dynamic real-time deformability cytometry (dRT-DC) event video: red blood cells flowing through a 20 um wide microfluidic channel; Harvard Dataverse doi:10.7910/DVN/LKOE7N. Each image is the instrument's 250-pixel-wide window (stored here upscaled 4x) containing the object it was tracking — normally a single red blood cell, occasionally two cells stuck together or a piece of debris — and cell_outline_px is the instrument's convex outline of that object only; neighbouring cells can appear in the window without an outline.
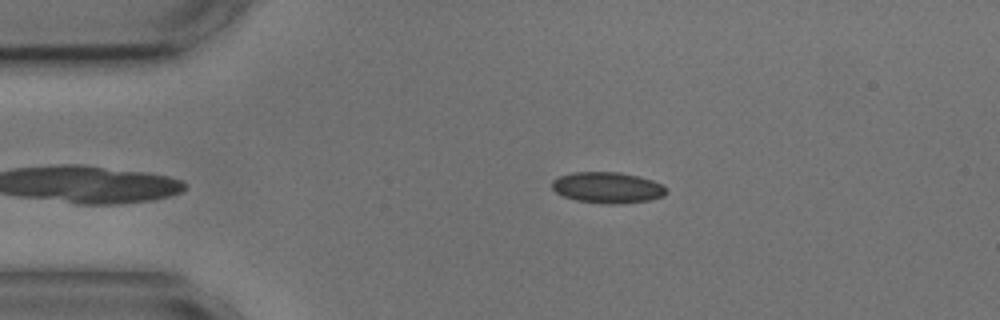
{"species": "common noctule bat (a hibernating species)", "species_latin": "Nyctalus noctula", "temperature_condition": "cold", "stored_images_in_passage": 38, "camera_frame_rate_fps": 3000, "um_per_image_px": 0.085, "animal": {"sex": "male", "body_mass_g": 17.9, "forearm_length_mm": 54.2}, "frame": {"image": 1, "passage_image": 3, "time_ms": 0.667, "image_size_px": [1000, 320], "cell_outline_px": [[668, 192], [664, 196], [648, 200], [620, 204], [608, 204], [576, 200], [564, 196], [556, 192], [552, 188], [552, 180], [560, 176], [572, 172], [620, 172], [652, 180], [668, 188]], "centroid_in_image_um": [51.65, 15.94], "position_along_channel_um": 33.4, "area_um2": 20.63}}
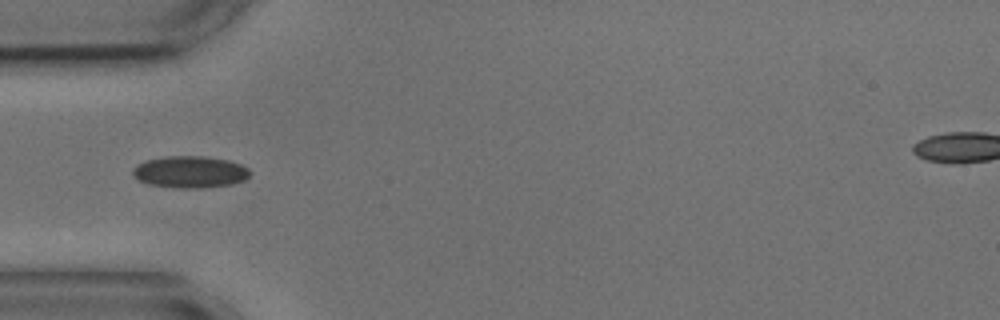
{"frame": {"image": 2, "passage_image": 9, "time_ms": 2.667, "image_size_px": [1000, 320], "cell_outline_px": [[252, 172], [244, 180], [232, 184], [204, 188], [176, 188], [148, 184], [140, 180], [132, 172], [132, 168], [148, 160], [168, 156], [200, 156], [228, 160], [240, 164], [248, 168]], "centroid_in_image_um": [16.19, 14.62], "position_along_channel_um": 68.8, "area_um2": 21.56}}
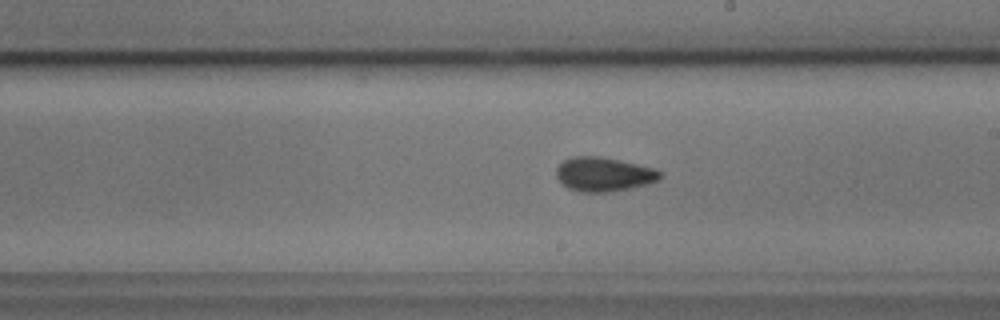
{"frame": {"image": 3, "passage_image": 23, "time_ms": 7.333, "image_size_px": [1000, 320], "cell_outline_px": [[660, 180], [648, 184], [632, 188], [608, 192], [580, 192], [568, 188], [556, 176], [556, 168], [564, 160], [572, 156], [600, 156], [620, 160], [652, 168], [660, 172]], "centroid_in_image_um": [51.3, 14.82], "position_along_channel_um": 237.7, "area_um2": 20.58}, "authors_computed_cell_mechanics": {"area_um2": 20.5479, "velocity_mm_per_s": 3.5898, "shape_relaxation_time_tau1_ms": 7.3197, "shape_relaxation_time_tau2_ms": 1.8883, "deformation_change_tau1": 0.0992, "deformation_change_tau2": 0.0491}}